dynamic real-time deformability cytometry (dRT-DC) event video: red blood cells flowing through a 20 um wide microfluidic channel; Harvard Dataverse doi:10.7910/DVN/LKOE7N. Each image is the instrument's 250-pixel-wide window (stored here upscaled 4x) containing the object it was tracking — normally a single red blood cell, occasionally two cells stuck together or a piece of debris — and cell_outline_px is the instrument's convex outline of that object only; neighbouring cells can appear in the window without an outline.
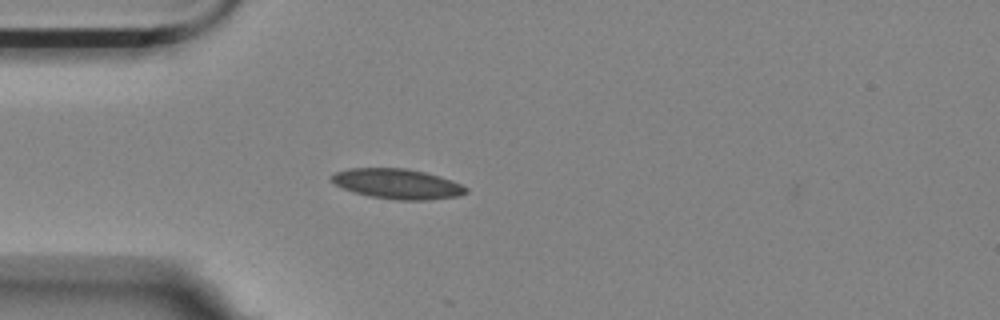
{"species": "Egyptian fruit bat (a non-hibernating species)", "species_latin": "Rousettus aegyptiacus", "temperature_condition": "room temperature", "stored_images_in_passage": 2, "camera_frame_rate_fps": 3000, "um_per_image_px": 0.085, "animal": {"sex": "female"}, "frame": {"image": 1, "passage_image": 1, "time_ms": 0.0, "image_size_px": [1000, 320], "cell_outline_px": [[468, 192], [460, 196], [428, 200], [396, 200], [368, 196], [344, 188], [336, 184], [328, 176], [336, 172], [348, 168], [408, 168], [440, 176], [452, 180], [468, 188]], "centroid_in_image_um": [33.8, 15.63], "position_along_channel_um": 51.2, "area_um2": 23.64}}